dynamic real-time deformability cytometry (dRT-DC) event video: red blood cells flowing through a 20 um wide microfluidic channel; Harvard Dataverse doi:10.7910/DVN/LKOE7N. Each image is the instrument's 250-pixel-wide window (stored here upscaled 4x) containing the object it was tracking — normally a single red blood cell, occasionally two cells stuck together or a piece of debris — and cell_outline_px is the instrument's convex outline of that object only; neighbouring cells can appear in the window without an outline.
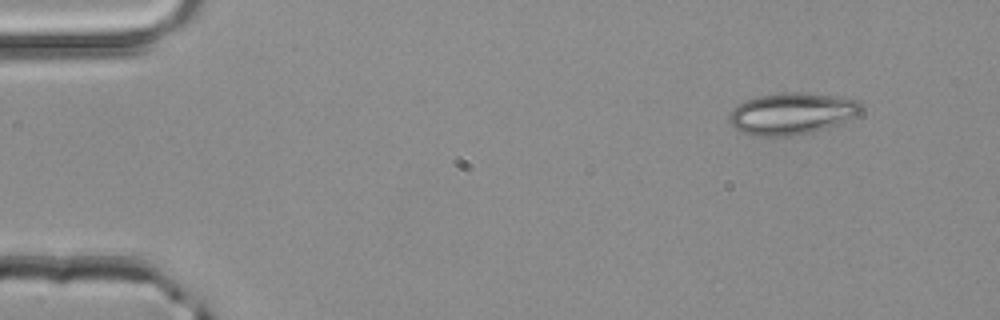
{"species": "common noctule bat (a hibernating species)", "species_latin": "Nyctalus noctula", "temperature_condition": "room temperature", "stored_images_in_passage": 2, "camera_frame_rate_fps": 3000, "um_per_image_px": 0.085, "animal": {"sex": "male", "body_mass_g": 20.4}, "frame": {"image": 1, "passage_image": 1, "time_ms": 0.0, "image_size_px": [1000, 320], "cell_outline_px": [[860, 112], [856, 116], [840, 124], [812, 132], [792, 136], [752, 136], [736, 128], [728, 120], [728, 116], [732, 108], [748, 100], [760, 96], [784, 92], [804, 92], [836, 96], [860, 100]], "centroid_in_image_um": [67.33, 9.66], "position_along_channel_um": 17.7, "area_um2": 32.08}}